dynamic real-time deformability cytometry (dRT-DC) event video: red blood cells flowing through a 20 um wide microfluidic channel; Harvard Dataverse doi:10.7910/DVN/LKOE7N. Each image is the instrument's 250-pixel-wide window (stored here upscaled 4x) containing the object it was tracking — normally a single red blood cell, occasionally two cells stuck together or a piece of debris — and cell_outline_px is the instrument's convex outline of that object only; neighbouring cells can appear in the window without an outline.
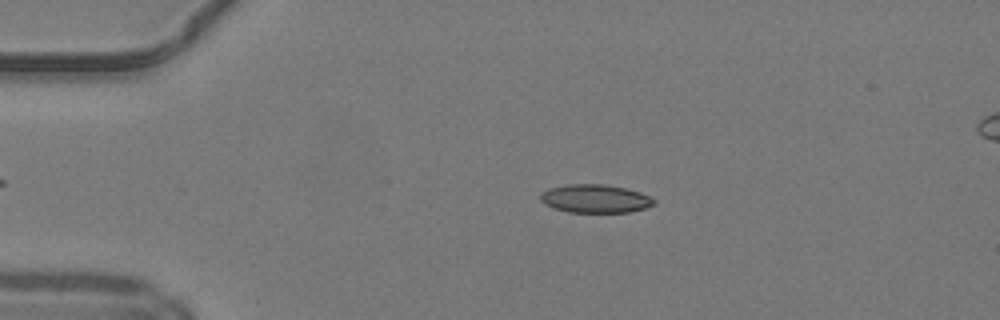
{"species": "common noctule bat (a hibernating species)", "species_latin": "Nyctalus noctula", "temperature_condition": "warm", "stored_images_in_passage": 37, "camera_frame_rate_fps": 3000, "um_per_image_px": 0.085, "animal": {"sex": "male", "body_mass_g": 19.2, "forearm_length_mm": 51.8}, "frame": {"image": 1, "passage_image": 5, "time_ms": 1.333, "image_size_px": [1000, 320], "cell_outline_px": [[656, 204], [644, 208], [628, 212], [568, 212], [556, 208], [540, 200], [540, 192], [548, 188], [564, 184], [604, 184], [628, 188], [640, 192], [656, 200]], "centroid_in_image_um": [50.6, 16.87], "position_along_channel_um": 34.4, "area_um2": 18.79}}
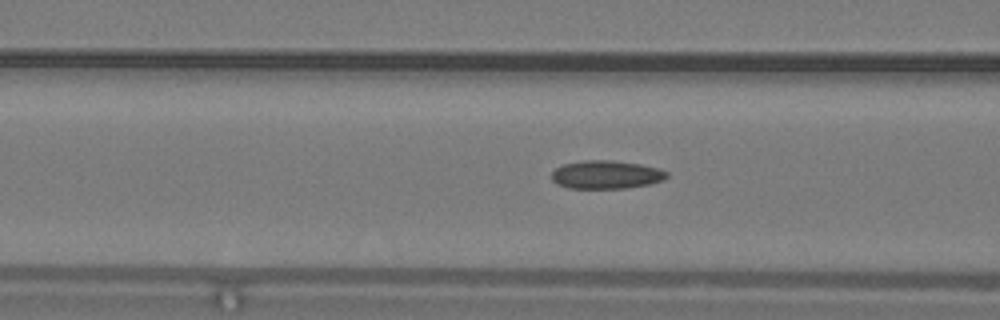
{"frame": {"image": 2, "passage_image": 14, "time_ms": 4.333, "image_size_px": [1000, 320], "cell_outline_px": [[668, 176], [664, 180], [652, 184], [624, 188], [568, 188], [556, 184], [552, 180], [552, 172], [556, 168], [564, 164], [584, 160], [612, 160], [640, 164], [660, 168], [668, 172]], "centroid_in_image_um": [51.55, 14.84], "position_along_channel_um": 115.0, "area_um2": 19.13}}
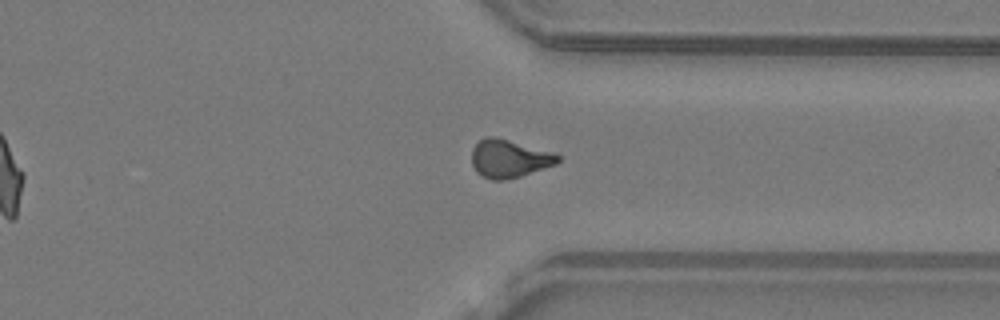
{"frame": {"image": 3, "passage_image": 32, "time_ms": 10.333, "image_size_px": [1000, 320], "cell_outline_px": [[560, 160], [556, 164], [520, 176], [504, 180], [492, 180], [476, 172], [472, 164], [472, 148], [484, 136], [496, 136], [552, 152], [560, 156]], "centroid_in_image_um": [43.26, 13.47], "position_along_channel_um": 368.1, "area_um2": 19.02}, "authors_computed_cell_mechanics": {"area_um2": 18.7272, "velocity_mm_per_s": 4.224, "shape_relaxation_time_tau1_ms": null, "shape_relaxation_time_tau2_ms": 1.4848, "deformation_change_tau1": null, "deformation_change_tau2": 0.0817}}